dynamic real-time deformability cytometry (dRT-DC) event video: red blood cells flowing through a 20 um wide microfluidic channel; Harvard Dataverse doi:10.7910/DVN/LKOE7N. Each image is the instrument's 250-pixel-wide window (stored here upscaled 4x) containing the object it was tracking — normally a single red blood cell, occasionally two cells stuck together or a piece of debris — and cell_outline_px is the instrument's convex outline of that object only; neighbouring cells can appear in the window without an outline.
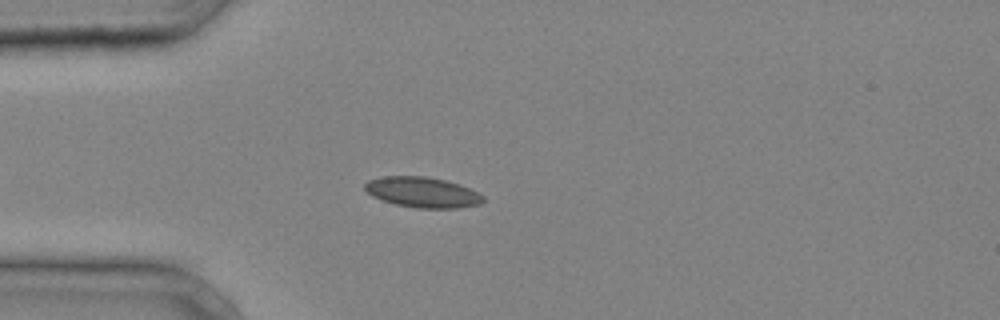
{"species": "common noctule bat (a hibernating species)", "species_latin": "Nyctalus noctula", "temperature_condition": "cold", "stored_images_in_passage": 36, "camera_frame_rate_fps": 3000, "um_per_image_px": 0.085, "animal": {"sex": "male", "body_mass_g": 20.4}, "frame": {"image": 1, "passage_image": 7, "time_ms": 2.0, "image_size_px": [1000, 320], "cell_outline_px": [[484, 200], [480, 204], [460, 208], [416, 208], [396, 204], [372, 196], [364, 188], [364, 184], [368, 180], [384, 176], [424, 176], [444, 180], [460, 184], [484, 196]], "centroid_in_image_um": [35.92, 16.34], "position_along_channel_um": 49.1, "area_um2": 20.87}}
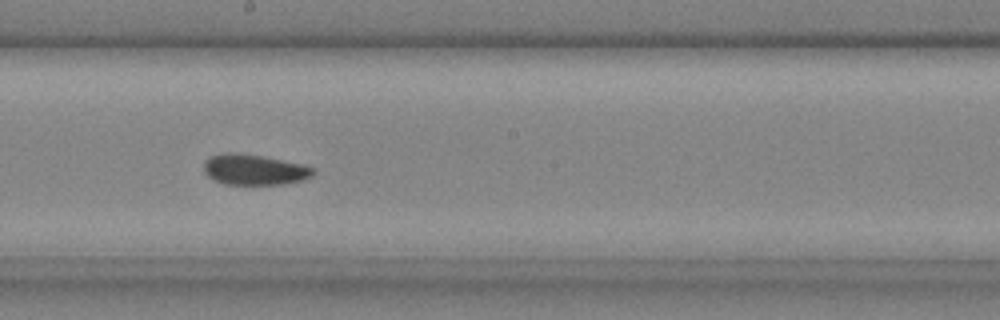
{"frame": {"image": 2, "passage_image": 19, "time_ms": 6.0, "image_size_px": [1000, 320], "cell_outline_px": [[316, 172], [312, 176], [300, 180], [284, 184], [224, 184], [212, 180], [204, 172], [204, 164], [212, 156], [228, 152], [232, 152], [260, 156], [304, 164], [316, 168]], "centroid_in_image_um": [21.64, 14.43], "position_along_channel_um": 226.6, "area_um2": 19.36}}
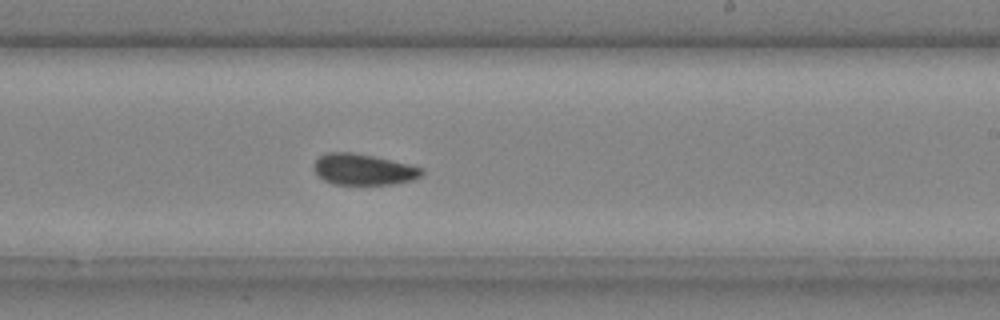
{"frame": {"image": 3, "passage_image": 21, "time_ms": 6.667, "image_size_px": [1000, 320], "cell_outline_px": [[424, 172], [420, 176], [412, 180], [396, 184], [332, 184], [324, 180], [316, 172], [312, 164], [320, 156], [328, 152], [352, 152], [412, 164], [424, 168]], "centroid_in_image_um": [30.92, 14.4], "position_along_channel_um": 258.1, "area_um2": 19.59}}